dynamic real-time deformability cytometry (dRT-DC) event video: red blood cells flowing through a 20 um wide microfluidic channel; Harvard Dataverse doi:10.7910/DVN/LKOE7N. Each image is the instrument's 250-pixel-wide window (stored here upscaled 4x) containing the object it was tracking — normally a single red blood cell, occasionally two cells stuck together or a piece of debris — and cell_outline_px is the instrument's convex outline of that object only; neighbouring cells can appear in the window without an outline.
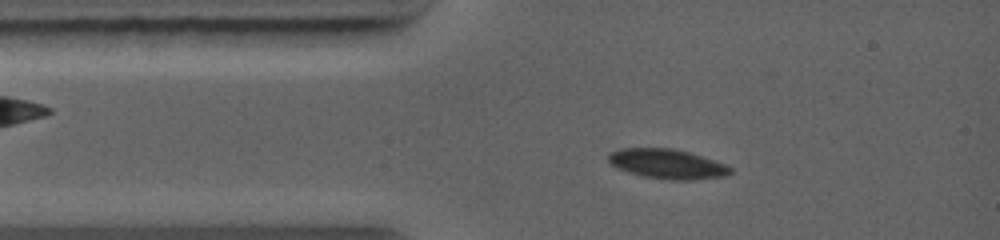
{"species": "common noctule bat (a hibernating species)", "species_latin": "Nyctalus noctula", "temperature_condition": "warm", "stored_images_in_passage": 16, "camera_frame_rate_fps": 5000, "um_per_image_px": 0.085, "animal": {"sex": "female", "body_mass_g": 19.0, "forearm_length_mm": 56.7}, "frame": {"image": 1, "passage_image": 2, "time_ms": 0.6, "image_size_px": [1000, 240], "cell_outline_px": [[732, 172], [728, 176], [692, 180], [672, 180], [644, 176], [628, 172], [616, 168], [608, 160], [608, 152], [620, 148], [672, 148], [688, 152], [716, 160], [732, 168]], "centroid_in_image_um": [56.72, 13.93], "position_along_channel_um": 28.3, "area_um2": 21.21}}
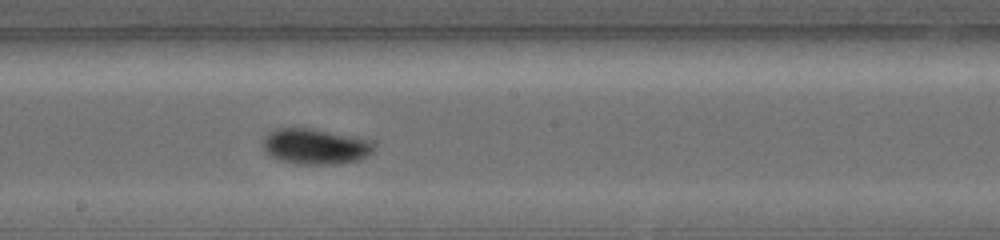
{"frame": {"image": 2, "passage_image": 9, "time_ms": 5.0, "image_size_px": [1000, 240], "cell_outline_px": [[376, 148], [368, 156], [360, 160], [340, 164], [296, 164], [280, 160], [268, 156], [264, 152], [264, 136], [268, 132], [276, 128], [312, 128], [372, 140], [376, 144]], "centroid_in_image_um": [26.83, 12.45], "position_along_channel_um": 221.4, "area_um2": 23.47}}
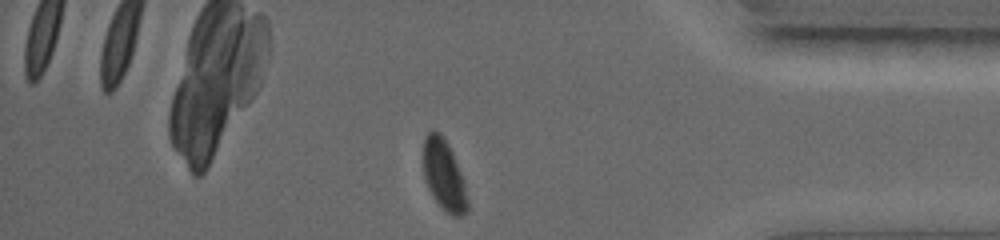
{"frame": {"image": 3, "passage_image": 16, "time_ms": 9.2, "image_size_px": [1000, 240], "cell_outline_px": [[468, 212], [460, 216], [452, 216], [436, 200], [428, 188], [424, 176], [424, 136], [432, 128], [440, 132], [444, 136], [452, 152], [464, 180], [468, 200]], "centroid_in_image_um": [37.75, 14.84], "position_along_channel_um": 397.5, "area_um2": 18.15}}